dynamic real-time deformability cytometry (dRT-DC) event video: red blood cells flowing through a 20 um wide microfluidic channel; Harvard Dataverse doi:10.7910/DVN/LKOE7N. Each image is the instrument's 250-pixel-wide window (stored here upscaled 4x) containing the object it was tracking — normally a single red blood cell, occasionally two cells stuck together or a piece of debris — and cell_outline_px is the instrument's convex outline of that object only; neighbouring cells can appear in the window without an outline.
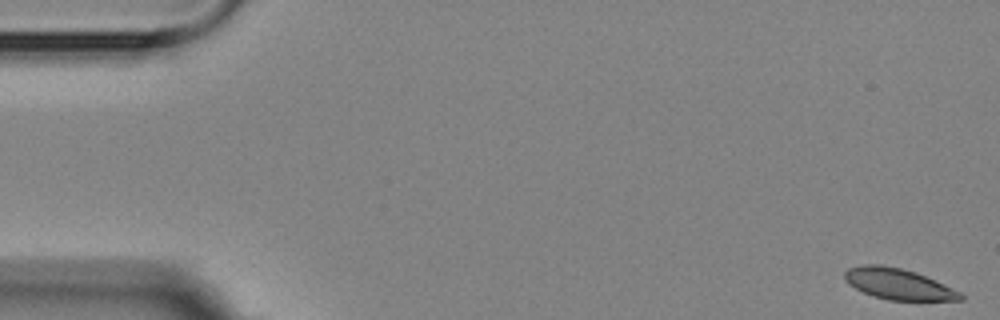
{"species": "Egyptian fruit bat (a non-hibernating species)", "species_latin": "Rousettus aegyptiacus", "temperature_condition": "room temperature", "stored_images_in_passage": 16, "segment_of_instrument_passage": [1, 2], "camera_frame_rate_fps": 3000, "um_per_image_px": 0.085, "animal": {"sex": "female"}, "frame": {"image": 1, "passage_image": 1, "time_ms": 0.0, "image_size_px": [1000, 320], "cell_outline_px": [[964, 300], [888, 300], [872, 296], [848, 284], [844, 280], [844, 272], [848, 268], [864, 264], [880, 264], [900, 268], [916, 272], [952, 288], [960, 292], [964, 296]], "centroid_in_image_um": [76.32, 24.14], "position_along_channel_um": 8.7, "area_um2": 20.81}}
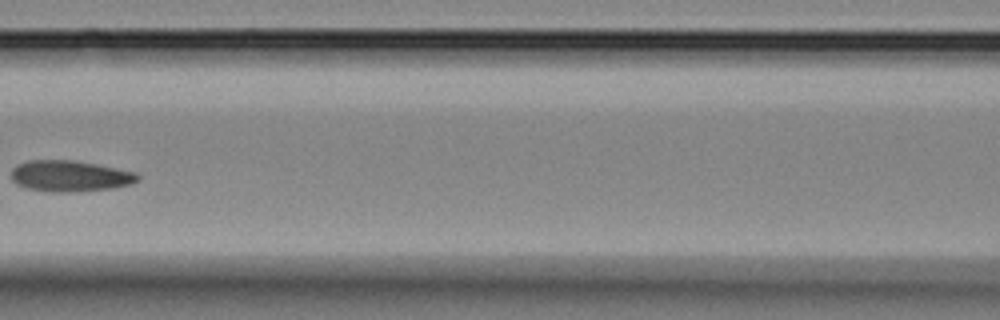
{"frame": {"image": 2, "passage_image": 7, "time_ms": 8.0, "image_size_px": [1000, 320], "cell_outline_px": [[140, 180], [128, 184], [112, 188], [68, 192], [52, 192], [28, 188], [16, 184], [12, 180], [12, 168], [16, 164], [28, 160], [72, 160], [96, 164], [136, 172], [140, 176]], "centroid_in_image_um": [5.92, 14.95], "position_along_channel_um": 160.7, "area_um2": 22.83}}
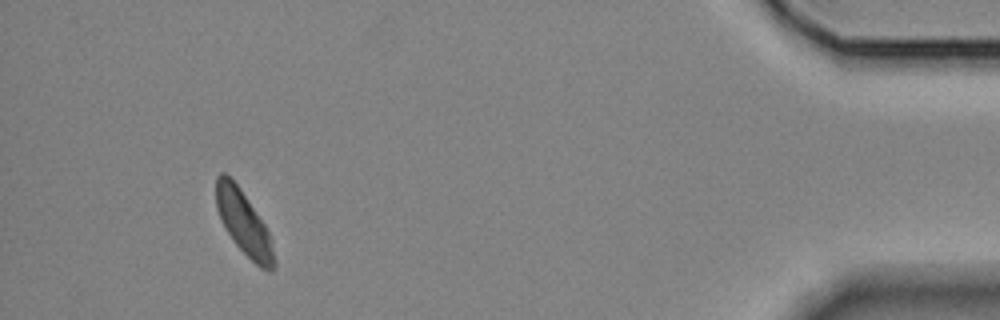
{"frame": {"image": 3, "passage_image": 14, "time_ms": 17.0, "image_size_px": [1000, 320], "cell_outline_px": [[276, 264], [272, 272], [268, 272], [260, 268], [232, 240], [224, 228], [216, 208], [216, 176], [220, 172], [224, 172], [240, 188], [264, 224], [268, 232], [276, 260]], "centroid_in_image_um": [20.71, 18.97], "position_along_channel_um": 414.5, "area_um2": 21.39}}